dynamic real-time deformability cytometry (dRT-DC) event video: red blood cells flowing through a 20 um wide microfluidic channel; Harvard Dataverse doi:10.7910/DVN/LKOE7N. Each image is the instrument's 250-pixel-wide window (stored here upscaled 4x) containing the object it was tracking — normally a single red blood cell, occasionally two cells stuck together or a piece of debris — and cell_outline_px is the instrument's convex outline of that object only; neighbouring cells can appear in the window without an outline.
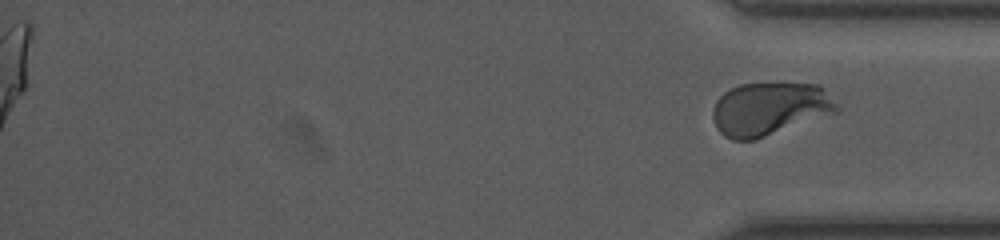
{"species": "human", "species_latin": "Homo sapiens", "temperature_condition": "room temperature", "stored_images_in_passage": 54, "segment_of_instrument_passage": [2, 2], "camera_frame_rate_fps": 3000, "um_per_image_px": 0.085, "donor": {"sex": "female"}, "frame": {"image": 1, "passage_image": 54, "time_ms": 17.667, "image_size_px": [1000, 240], "cell_outline_px": [[836, 112], [756, 140], [732, 140], [724, 136], [716, 128], [712, 116], [712, 108], [716, 100], [724, 92], [740, 84], [820, 84], [824, 88], [836, 104]], "centroid_in_image_um": [65.36, 9.27], "position_along_channel_um": 369.8, "area_um2": 38.15}}